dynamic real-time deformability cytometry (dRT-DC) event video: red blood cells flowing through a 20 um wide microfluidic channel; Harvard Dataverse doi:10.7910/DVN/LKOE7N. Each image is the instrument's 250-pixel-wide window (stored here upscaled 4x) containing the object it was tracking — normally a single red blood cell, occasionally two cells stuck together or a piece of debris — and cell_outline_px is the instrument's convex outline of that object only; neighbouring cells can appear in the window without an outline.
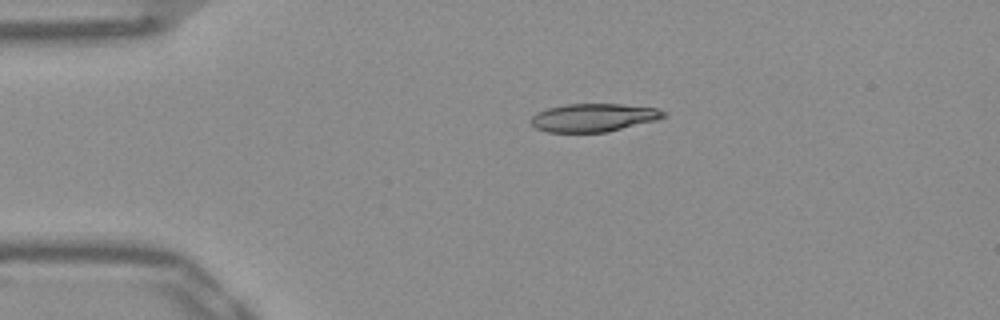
{"species": "Egyptian fruit bat (a non-hibernating species)", "species_latin": "Rousettus aegyptiacus", "temperature_condition": "warm", "stored_images_in_passage": 42, "camera_frame_rate_fps": 3000, "um_per_image_px": 0.085, "frame": {"image": 1, "passage_image": 1, "time_ms": 0.0, "image_size_px": [1000, 320], "cell_outline_px": [[668, 116], [656, 120], [608, 132], [548, 132], [536, 128], [528, 120], [536, 112], [548, 108], [568, 104], [620, 104], [660, 108], [668, 112]], "centroid_in_image_um": [50.49, 9.99], "position_along_channel_um": 34.5, "area_um2": 21.96}}
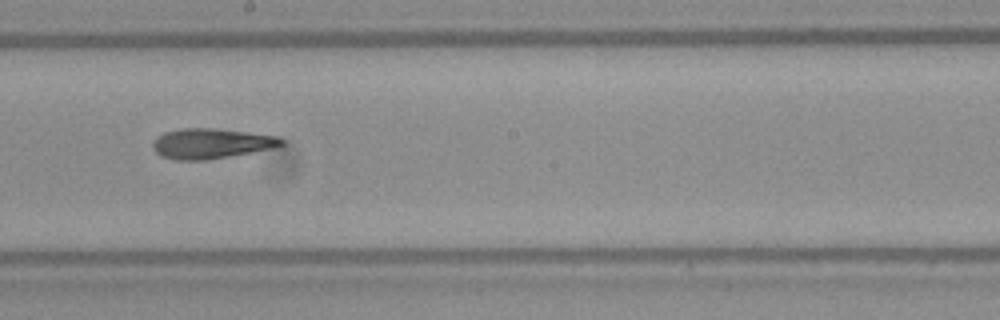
{"frame": {"image": 2, "passage_image": 19, "time_ms": 6.0, "image_size_px": [1000, 320], "cell_outline_px": [[284, 144], [268, 148], [248, 152], [204, 160], [176, 160], [160, 156], [152, 148], [152, 144], [156, 136], [164, 132], [180, 128], [216, 128], [248, 132], [276, 136], [284, 140]], "centroid_in_image_um": [17.85, 12.18], "position_along_channel_um": 230.3, "area_um2": 22.31}}
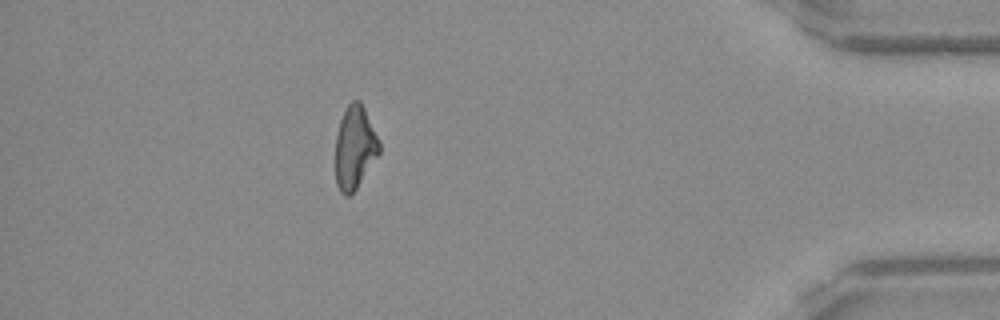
{"frame": {"image": 3, "passage_image": 36, "time_ms": 11.667, "image_size_px": [1000, 320], "cell_outline_px": [[380, 152], [356, 188], [348, 196], [344, 196], [340, 192], [336, 184], [336, 136], [340, 120], [348, 104], [352, 100], [360, 100], [364, 108], [380, 144]], "centroid_in_image_um": [30.14, 12.54], "position_along_channel_um": 405.1, "area_um2": 20.81}, "authors_computed_cell_mechanics": {"area_um2": 22.1952, "velocity_mm_per_s": 3.9326, "shape_relaxation_time_tau1_ms": null, "shape_relaxation_time_tau2_ms": 5.3352, "deformation_change_tau1": null, "deformation_change_tau2": 0.152}}